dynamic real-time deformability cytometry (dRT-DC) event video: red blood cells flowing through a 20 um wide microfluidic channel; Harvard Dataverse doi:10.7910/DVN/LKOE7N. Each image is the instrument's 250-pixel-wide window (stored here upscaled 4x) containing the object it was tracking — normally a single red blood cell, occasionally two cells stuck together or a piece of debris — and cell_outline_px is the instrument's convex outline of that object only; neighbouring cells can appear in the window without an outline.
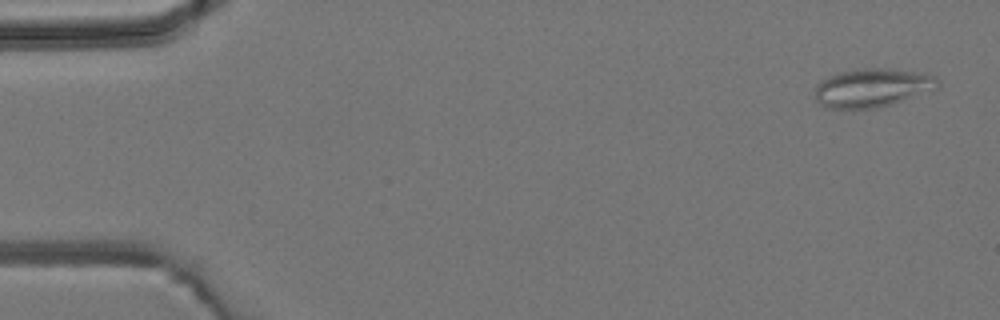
{"species": "common noctule bat (a hibernating species)", "species_latin": "Nyctalus noctula", "temperature_condition": "room temperature", "stored_images_in_passage": 4, "camera_frame_rate_fps": 3000, "um_per_image_px": 0.085, "animal": {"sex": "male", "body_mass_g": 19.2, "forearm_length_mm": 51.8}, "frame": {"image": 1, "passage_image": 1, "time_ms": 0.0, "image_size_px": [1000, 320], "cell_outline_px": [[940, 88], [876, 108], [828, 108], [820, 104], [816, 100], [816, 84], [840, 72], [864, 68], [888, 68], [936, 76], [940, 80]], "centroid_in_image_um": [74.17, 7.46], "position_along_channel_um": 10.8, "area_um2": 27.17}}